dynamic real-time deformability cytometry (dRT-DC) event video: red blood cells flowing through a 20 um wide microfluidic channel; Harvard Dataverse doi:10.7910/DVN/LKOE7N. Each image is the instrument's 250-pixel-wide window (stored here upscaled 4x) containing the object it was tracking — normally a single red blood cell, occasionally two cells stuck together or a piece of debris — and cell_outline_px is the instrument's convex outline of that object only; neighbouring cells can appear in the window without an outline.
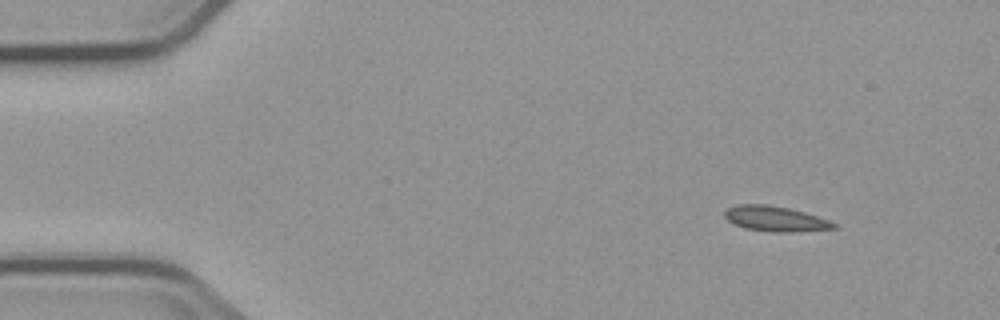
{"species": "common noctule bat (a hibernating species)", "species_latin": "Nyctalus noctula", "temperature_condition": "cold", "stored_images_in_passage": 4, "camera_frame_rate_fps": 3000, "um_per_image_px": 0.085, "animal": {"sex": "male", "body_mass_g": 23.1, "forearm_length_mm": 52.7}, "frame": {"image": 1, "passage_image": 1, "time_ms": 0.0, "image_size_px": [1000, 320], "cell_outline_px": [[836, 228], [792, 232], [776, 232], [744, 228], [728, 220], [724, 216], [724, 212], [728, 208], [736, 204], [768, 204], [788, 208], [804, 212], [828, 220], [836, 224]], "centroid_in_image_um": [65.87, 18.59], "position_along_channel_um": 19.1, "area_um2": 15.84}}
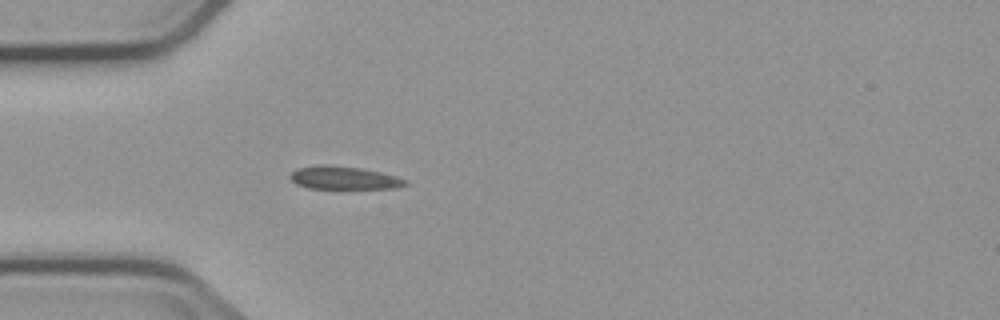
{"frame": {"image": 2, "passage_image": 4, "time_ms": 3.333, "image_size_px": [1000, 320], "cell_outline_px": [[408, 184], [396, 188], [308, 188], [296, 184], [288, 176], [296, 168], [316, 164], [328, 164], [360, 168], [380, 172], [396, 176], [408, 180]], "centroid_in_image_um": [29.2, 15.1], "position_along_channel_um": 55.8, "area_um2": 15.55}}